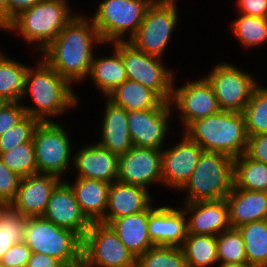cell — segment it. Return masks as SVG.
I'll return each mask as SVG.
<instances>
[{"label":"cell","instance_id":"6da1fadb","mask_svg":"<svg viewBox=\"0 0 267 267\" xmlns=\"http://www.w3.org/2000/svg\"><path fill=\"white\" fill-rule=\"evenodd\" d=\"M97 45L107 44L103 43L92 18L77 12L38 55H42L51 68L76 87L77 83L87 80Z\"/></svg>","mask_w":267,"mask_h":267},{"label":"cell","instance_id":"7a4b0ae2","mask_svg":"<svg viewBox=\"0 0 267 267\" xmlns=\"http://www.w3.org/2000/svg\"><path fill=\"white\" fill-rule=\"evenodd\" d=\"M36 63L35 66L30 65L26 72L24 92L20 102L22 101L26 115L40 122L57 121L55 118L63 116L79 105L78 93L76 94L73 86L41 57ZM26 97L32 98L33 107L29 104L24 105Z\"/></svg>","mask_w":267,"mask_h":267},{"label":"cell","instance_id":"3957f363","mask_svg":"<svg viewBox=\"0 0 267 267\" xmlns=\"http://www.w3.org/2000/svg\"><path fill=\"white\" fill-rule=\"evenodd\" d=\"M183 132L204 151L233 159L246 152L249 139L244 114L224 110L192 122Z\"/></svg>","mask_w":267,"mask_h":267},{"label":"cell","instance_id":"277c9868","mask_svg":"<svg viewBox=\"0 0 267 267\" xmlns=\"http://www.w3.org/2000/svg\"><path fill=\"white\" fill-rule=\"evenodd\" d=\"M68 3V0H41L15 17L5 31L19 36L30 46L34 44L40 53L76 15Z\"/></svg>","mask_w":267,"mask_h":267},{"label":"cell","instance_id":"5b68a950","mask_svg":"<svg viewBox=\"0 0 267 267\" xmlns=\"http://www.w3.org/2000/svg\"><path fill=\"white\" fill-rule=\"evenodd\" d=\"M234 159L226 154L202 151L190 179L179 192L182 203L225 199L234 186Z\"/></svg>","mask_w":267,"mask_h":267},{"label":"cell","instance_id":"8992f818","mask_svg":"<svg viewBox=\"0 0 267 267\" xmlns=\"http://www.w3.org/2000/svg\"><path fill=\"white\" fill-rule=\"evenodd\" d=\"M24 242L32 253L47 254L65 267L82 264V238L74 231L59 227L42 216L28 218Z\"/></svg>","mask_w":267,"mask_h":267},{"label":"cell","instance_id":"52a82bcc","mask_svg":"<svg viewBox=\"0 0 267 267\" xmlns=\"http://www.w3.org/2000/svg\"><path fill=\"white\" fill-rule=\"evenodd\" d=\"M153 0H102L91 15L104 44L129 41Z\"/></svg>","mask_w":267,"mask_h":267},{"label":"cell","instance_id":"ba28073f","mask_svg":"<svg viewBox=\"0 0 267 267\" xmlns=\"http://www.w3.org/2000/svg\"><path fill=\"white\" fill-rule=\"evenodd\" d=\"M32 141L38 173L55 175L64 180L73 167L72 154L75 152L65 126L58 121L39 122Z\"/></svg>","mask_w":267,"mask_h":267},{"label":"cell","instance_id":"9c48e42d","mask_svg":"<svg viewBox=\"0 0 267 267\" xmlns=\"http://www.w3.org/2000/svg\"><path fill=\"white\" fill-rule=\"evenodd\" d=\"M179 16L177 3L152 2L129 42L149 55L165 57V51L178 27Z\"/></svg>","mask_w":267,"mask_h":267},{"label":"cell","instance_id":"30bf717a","mask_svg":"<svg viewBox=\"0 0 267 267\" xmlns=\"http://www.w3.org/2000/svg\"><path fill=\"white\" fill-rule=\"evenodd\" d=\"M120 55L129 80L152 89L165 102L171 101L176 72L163 63L164 59L139 50L129 41H120Z\"/></svg>","mask_w":267,"mask_h":267},{"label":"cell","instance_id":"8fae6325","mask_svg":"<svg viewBox=\"0 0 267 267\" xmlns=\"http://www.w3.org/2000/svg\"><path fill=\"white\" fill-rule=\"evenodd\" d=\"M82 264L85 267H136V258L110 225L92 222L82 238Z\"/></svg>","mask_w":267,"mask_h":267},{"label":"cell","instance_id":"7c38bea8","mask_svg":"<svg viewBox=\"0 0 267 267\" xmlns=\"http://www.w3.org/2000/svg\"><path fill=\"white\" fill-rule=\"evenodd\" d=\"M211 84L220 110L242 112L259 85L254 75L234 64L219 62L204 76Z\"/></svg>","mask_w":267,"mask_h":267},{"label":"cell","instance_id":"4fadbf2b","mask_svg":"<svg viewBox=\"0 0 267 267\" xmlns=\"http://www.w3.org/2000/svg\"><path fill=\"white\" fill-rule=\"evenodd\" d=\"M197 79V80H196ZM177 87L176 75L173 81L170 101L173 113L177 110L182 132L194 121L216 114L220 111L211 84L202 75Z\"/></svg>","mask_w":267,"mask_h":267},{"label":"cell","instance_id":"5bb4252c","mask_svg":"<svg viewBox=\"0 0 267 267\" xmlns=\"http://www.w3.org/2000/svg\"><path fill=\"white\" fill-rule=\"evenodd\" d=\"M173 110L170 102L155 109L127 111L128 129L132 145L163 149L172 129ZM167 136V137H166Z\"/></svg>","mask_w":267,"mask_h":267},{"label":"cell","instance_id":"9a60e30c","mask_svg":"<svg viewBox=\"0 0 267 267\" xmlns=\"http://www.w3.org/2000/svg\"><path fill=\"white\" fill-rule=\"evenodd\" d=\"M117 180L149 190L162 181V149L132 146L118 156Z\"/></svg>","mask_w":267,"mask_h":267},{"label":"cell","instance_id":"2e32d148","mask_svg":"<svg viewBox=\"0 0 267 267\" xmlns=\"http://www.w3.org/2000/svg\"><path fill=\"white\" fill-rule=\"evenodd\" d=\"M180 133L178 143L162 149L163 186L174 191H179L190 179L203 151L202 147L184 132Z\"/></svg>","mask_w":267,"mask_h":267},{"label":"cell","instance_id":"e0dca14e","mask_svg":"<svg viewBox=\"0 0 267 267\" xmlns=\"http://www.w3.org/2000/svg\"><path fill=\"white\" fill-rule=\"evenodd\" d=\"M154 204L149 206L148 232L151 241L158 246L181 247L187 236L184 210L180 206Z\"/></svg>","mask_w":267,"mask_h":267},{"label":"cell","instance_id":"ac0fdd59","mask_svg":"<svg viewBox=\"0 0 267 267\" xmlns=\"http://www.w3.org/2000/svg\"><path fill=\"white\" fill-rule=\"evenodd\" d=\"M59 227L84 237L92 222L82 212L71 187L63 180L52 192L42 216Z\"/></svg>","mask_w":267,"mask_h":267},{"label":"cell","instance_id":"d6986e66","mask_svg":"<svg viewBox=\"0 0 267 267\" xmlns=\"http://www.w3.org/2000/svg\"><path fill=\"white\" fill-rule=\"evenodd\" d=\"M62 181L51 174L22 177L16 197L10 205L24 216H43L52 192Z\"/></svg>","mask_w":267,"mask_h":267},{"label":"cell","instance_id":"ffe728a7","mask_svg":"<svg viewBox=\"0 0 267 267\" xmlns=\"http://www.w3.org/2000/svg\"><path fill=\"white\" fill-rule=\"evenodd\" d=\"M180 207L187 217V234L218 236L230 228L225 199L182 203Z\"/></svg>","mask_w":267,"mask_h":267},{"label":"cell","instance_id":"44dd1931","mask_svg":"<svg viewBox=\"0 0 267 267\" xmlns=\"http://www.w3.org/2000/svg\"><path fill=\"white\" fill-rule=\"evenodd\" d=\"M73 155L72 169L77 172L75 177L100 180L109 184L117 180L118 155L100 146L96 141L80 147Z\"/></svg>","mask_w":267,"mask_h":267},{"label":"cell","instance_id":"7402d4cb","mask_svg":"<svg viewBox=\"0 0 267 267\" xmlns=\"http://www.w3.org/2000/svg\"><path fill=\"white\" fill-rule=\"evenodd\" d=\"M147 189L116 180L110 184L105 224L121 216L145 211L153 202V194Z\"/></svg>","mask_w":267,"mask_h":267},{"label":"cell","instance_id":"603a6c76","mask_svg":"<svg viewBox=\"0 0 267 267\" xmlns=\"http://www.w3.org/2000/svg\"><path fill=\"white\" fill-rule=\"evenodd\" d=\"M105 109L101 119L100 135L96 141L100 146L107 148L118 156L132 148L128 129L127 111L105 97Z\"/></svg>","mask_w":267,"mask_h":267},{"label":"cell","instance_id":"cb8c5ba5","mask_svg":"<svg viewBox=\"0 0 267 267\" xmlns=\"http://www.w3.org/2000/svg\"><path fill=\"white\" fill-rule=\"evenodd\" d=\"M108 45H112V51L109 55H98L92 60L90 72L87 79H89L96 90L103 94V97H107L112 93L120 84L126 81L127 75L123 64L122 56L120 55V41L114 42Z\"/></svg>","mask_w":267,"mask_h":267},{"label":"cell","instance_id":"d4e9b609","mask_svg":"<svg viewBox=\"0 0 267 267\" xmlns=\"http://www.w3.org/2000/svg\"><path fill=\"white\" fill-rule=\"evenodd\" d=\"M225 200L231 228L267 219V192L243 190L233 186Z\"/></svg>","mask_w":267,"mask_h":267},{"label":"cell","instance_id":"484cf974","mask_svg":"<svg viewBox=\"0 0 267 267\" xmlns=\"http://www.w3.org/2000/svg\"><path fill=\"white\" fill-rule=\"evenodd\" d=\"M71 182L64 181L73 190L82 212L91 222L105 224V212L108 204L110 184L100 180L75 177Z\"/></svg>","mask_w":267,"mask_h":267},{"label":"cell","instance_id":"4316f807","mask_svg":"<svg viewBox=\"0 0 267 267\" xmlns=\"http://www.w3.org/2000/svg\"><path fill=\"white\" fill-rule=\"evenodd\" d=\"M148 221L149 207L140 213L116 218L109 224L135 258L154 246L148 232Z\"/></svg>","mask_w":267,"mask_h":267},{"label":"cell","instance_id":"83f0119b","mask_svg":"<svg viewBox=\"0 0 267 267\" xmlns=\"http://www.w3.org/2000/svg\"><path fill=\"white\" fill-rule=\"evenodd\" d=\"M107 98L126 111L155 109L164 102L152 89L129 79L120 84Z\"/></svg>","mask_w":267,"mask_h":267},{"label":"cell","instance_id":"f1b7e54d","mask_svg":"<svg viewBox=\"0 0 267 267\" xmlns=\"http://www.w3.org/2000/svg\"><path fill=\"white\" fill-rule=\"evenodd\" d=\"M29 66L11 59L0 48V102H20Z\"/></svg>","mask_w":267,"mask_h":267},{"label":"cell","instance_id":"f546056e","mask_svg":"<svg viewBox=\"0 0 267 267\" xmlns=\"http://www.w3.org/2000/svg\"><path fill=\"white\" fill-rule=\"evenodd\" d=\"M237 229L245 243L247 264L267 267V219L245 223Z\"/></svg>","mask_w":267,"mask_h":267},{"label":"cell","instance_id":"4dcf8cb0","mask_svg":"<svg viewBox=\"0 0 267 267\" xmlns=\"http://www.w3.org/2000/svg\"><path fill=\"white\" fill-rule=\"evenodd\" d=\"M188 267L218 265L217 236L187 234L181 245Z\"/></svg>","mask_w":267,"mask_h":267},{"label":"cell","instance_id":"1f68e13d","mask_svg":"<svg viewBox=\"0 0 267 267\" xmlns=\"http://www.w3.org/2000/svg\"><path fill=\"white\" fill-rule=\"evenodd\" d=\"M234 187L267 192V164L248 157L245 153L234 158Z\"/></svg>","mask_w":267,"mask_h":267},{"label":"cell","instance_id":"d6a6232c","mask_svg":"<svg viewBox=\"0 0 267 267\" xmlns=\"http://www.w3.org/2000/svg\"><path fill=\"white\" fill-rule=\"evenodd\" d=\"M239 16L230 23V31L245 49L258 48L267 43V17Z\"/></svg>","mask_w":267,"mask_h":267},{"label":"cell","instance_id":"836d02e7","mask_svg":"<svg viewBox=\"0 0 267 267\" xmlns=\"http://www.w3.org/2000/svg\"><path fill=\"white\" fill-rule=\"evenodd\" d=\"M243 114L248 136L267 133V86H262L259 83Z\"/></svg>","mask_w":267,"mask_h":267},{"label":"cell","instance_id":"e575fe53","mask_svg":"<svg viewBox=\"0 0 267 267\" xmlns=\"http://www.w3.org/2000/svg\"><path fill=\"white\" fill-rule=\"evenodd\" d=\"M136 267H188L181 247L154 245L136 258Z\"/></svg>","mask_w":267,"mask_h":267},{"label":"cell","instance_id":"d590c367","mask_svg":"<svg viewBox=\"0 0 267 267\" xmlns=\"http://www.w3.org/2000/svg\"><path fill=\"white\" fill-rule=\"evenodd\" d=\"M0 160L21 177L38 174L33 141L17 145L8 152L0 153Z\"/></svg>","mask_w":267,"mask_h":267},{"label":"cell","instance_id":"8d00e7d4","mask_svg":"<svg viewBox=\"0 0 267 267\" xmlns=\"http://www.w3.org/2000/svg\"><path fill=\"white\" fill-rule=\"evenodd\" d=\"M219 263H247L245 243L237 228H229L217 236Z\"/></svg>","mask_w":267,"mask_h":267},{"label":"cell","instance_id":"74e56055","mask_svg":"<svg viewBox=\"0 0 267 267\" xmlns=\"http://www.w3.org/2000/svg\"><path fill=\"white\" fill-rule=\"evenodd\" d=\"M39 120L26 115L20 122L0 136V153L8 152L17 145L30 142Z\"/></svg>","mask_w":267,"mask_h":267},{"label":"cell","instance_id":"f35d334b","mask_svg":"<svg viewBox=\"0 0 267 267\" xmlns=\"http://www.w3.org/2000/svg\"><path fill=\"white\" fill-rule=\"evenodd\" d=\"M28 218L17 212L10 204L0 205V235L25 236Z\"/></svg>","mask_w":267,"mask_h":267},{"label":"cell","instance_id":"ab89813d","mask_svg":"<svg viewBox=\"0 0 267 267\" xmlns=\"http://www.w3.org/2000/svg\"><path fill=\"white\" fill-rule=\"evenodd\" d=\"M21 178L0 160V205L10 204L15 199Z\"/></svg>","mask_w":267,"mask_h":267},{"label":"cell","instance_id":"60d3db41","mask_svg":"<svg viewBox=\"0 0 267 267\" xmlns=\"http://www.w3.org/2000/svg\"><path fill=\"white\" fill-rule=\"evenodd\" d=\"M25 116L21 102H0V136Z\"/></svg>","mask_w":267,"mask_h":267},{"label":"cell","instance_id":"b9f144b4","mask_svg":"<svg viewBox=\"0 0 267 267\" xmlns=\"http://www.w3.org/2000/svg\"><path fill=\"white\" fill-rule=\"evenodd\" d=\"M31 253V249L24 241L18 242L3 255L0 262L9 267H26Z\"/></svg>","mask_w":267,"mask_h":267},{"label":"cell","instance_id":"7bdbcfd3","mask_svg":"<svg viewBox=\"0 0 267 267\" xmlns=\"http://www.w3.org/2000/svg\"><path fill=\"white\" fill-rule=\"evenodd\" d=\"M245 154L255 161L267 164V133L249 136Z\"/></svg>","mask_w":267,"mask_h":267},{"label":"cell","instance_id":"ee69618b","mask_svg":"<svg viewBox=\"0 0 267 267\" xmlns=\"http://www.w3.org/2000/svg\"><path fill=\"white\" fill-rule=\"evenodd\" d=\"M235 5L237 6V13L255 17H267V0H237Z\"/></svg>","mask_w":267,"mask_h":267},{"label":"cell","instance_id":"f6af8a7d","mask_svg":"<svg viewBox=\"0 0 267 267\" xmlns=\"http://www.w3.org/2000/svg\"><path fill=\"white\" fill-rule=\"evenodd\" d=\"M26 267H65L59 260L42 253H31Z\"/></svg>","mask_w":267,"mask_h":267},{"label":"cell","instance_id":"bcb514c9","mask_svg":"<svg viewBox=\"0 0 267 267\" xmlns=\"http://www.w3.org/2000/svg\"><path fill=\"white\" fill-rule=\"evenodd\" d=\"M40 1L41 0H8L9 26L12 24L15 17H17L23 11L32 8Z\"/></svg>","mask_w":267,"mask_h":267},{"label":"cell","instance_id":"7dc6e473","mask_svg":"<svg viewBox=\"0 0 267 267\" xmlns=\"http://www.w3.org/2000/svg\"><path fill=\"white\" fill-rule=\"evenodd\" d=\"M24 237L0 235V259L14 244L24 241Z\"/></svg>","mask_w":267,"mask_h":267},{"label":"cell","instance_id":"c3c4849f","mask_svg":"<svg viewBox=\"0 0 267 267\" xmlns=\"http://www.w3.org/2000/svg\"><path fill=\"white\" fill-rule=\"evenodd\" d=\"M9 27L8 0H0V31L3 32Z\"/></svg>","mask_w":267,"mask_h":267},{"label":"cell","instance_id":"681fc988","mask_svg":"<svg viewBox=\"0 0 267 267\" xmlns=\"http://www.w3.org/2000/svg\"><path fill=\"white\" fill-rule=\"evenodd\" d=\"M218 267H252L247 263H219Z\"/></svg>","mask_w":267,"mask_h":267},{"label":"cell","instance_id":"f907efd6","mask_svg":"<svg viewBox=\"0 0 267 267\" xmlns=\"http://www.w3.org/2000/svg\"><path fill=\"white\" fill-rule=\"evenodd\" d=\"M155 2H160V3H178V0H155Z\"/></svg>","mask_w":267,"mask_h":267},{"label":"cell","instance_id":"816d5d0a","mask_svg":"<svg viewBox=\"0 0 267 267\" xmlns=\"http://www.w3.org/2000/svg\"><path fill=\"white\" fill-rule=\"evenodd\" d=\"M0 267H9V266H7V265H5V264H2V263L0 262Z\"/></svg>","mask_w":267,"mask_h":267},{"label":"cell","instance_id":"f5cc1de1","mask_svg":"<svg viewBox=\"0 0 267 267\" xmlns=\"http://www.w3.org/2000/svg\"><path fill=\"white\" fill-rule=\"evenodd\" d=\"M75 267H85L83 264H80L78 266H75Z\"/></svg>","mask_w":267,"mask_h":267}]
</instances>
